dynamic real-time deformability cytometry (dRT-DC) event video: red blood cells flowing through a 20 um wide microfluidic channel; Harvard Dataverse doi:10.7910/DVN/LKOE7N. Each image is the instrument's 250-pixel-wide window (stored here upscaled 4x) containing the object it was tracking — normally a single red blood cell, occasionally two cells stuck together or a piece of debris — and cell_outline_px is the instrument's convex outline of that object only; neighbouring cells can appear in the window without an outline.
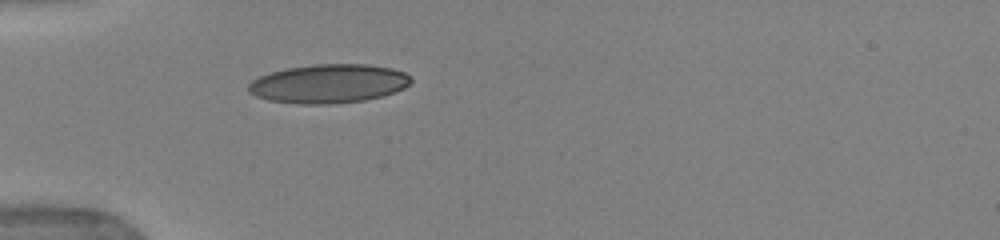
{"species": "human", "species_latin": "Homo sapiens", "temperature_condition": "warm", "stored_images_in_passage": 35, "camera_frame_rate_fps": 3000, "um_per_image_px": 0.085, "donor": {"sex": "female"}, "frame": {"image": 1, "passage_image": 6, "time_ms": 1.667, "image_size_px": [1000, 240], "cell_outline_px": [[412, 80], [404, 88], [396, 92], [384, 96], [364, 100], [332, 104], [300, 104], [268, 100], [256, 96], [248, 92], [248, 84], [252, 80], [260, 76], [272, 72], [288, 68], [316, 64], [364, 64], [392, 68], [404, 72]], "centroid_in_image_um": [27.93, 7.12], "position_along_channel_um": 57.1, "area_um2": 36.76}, "authors_computed_cell_mechanics": {"area_um2": 34.6222, "velocity_mm_per_s": 3.9634, "shape_relaxation_time_tau1_ms": 8.3989, "shape_relaxation_time_tau2_ms": 0.6668, "deformation_change_tau1": 0.2462, "deformation_change_tau2": 0.0666}}